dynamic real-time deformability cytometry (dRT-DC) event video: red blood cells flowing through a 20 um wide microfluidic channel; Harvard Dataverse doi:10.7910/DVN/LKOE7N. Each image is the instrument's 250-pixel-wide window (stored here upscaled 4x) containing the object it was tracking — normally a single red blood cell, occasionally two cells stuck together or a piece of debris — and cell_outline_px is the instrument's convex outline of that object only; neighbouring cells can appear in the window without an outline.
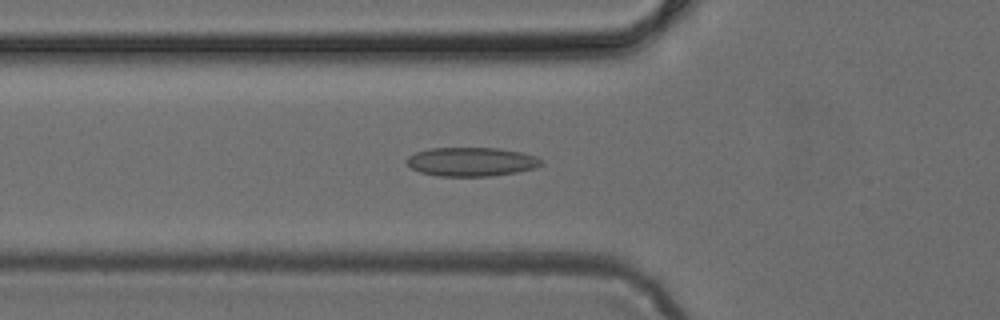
{"species": "common noctule bat (a hibernating species)", "species_latin": "Nyctalus noctula", "temperature_condition": "cold", "stored_images_in_passage": 48, "camera_frame_rate_fps": 3000, "um_per_image_px": 0.085, "animal": {"sex": "female", "body_mass_g": 24.6, "forearm_length_mm": 56.2}, "frame": {"image": 1, "passage_image": 17, "time_ms": 5.333, "image_size_px": [1000, 320], "cell_outline_px": [[544, 164], [536, 168], [516, 172], [488, 176], [440, 176], [420, 172], [412, 168], [408, 164], [408, 156], [416, 152], [428, 148], [496, 148], [520, 152], [536, 156]], "centroid_in_image_um": [40.08, 13.75], "position_along_channel_um": 85.7, "area_um2": 22.48}}
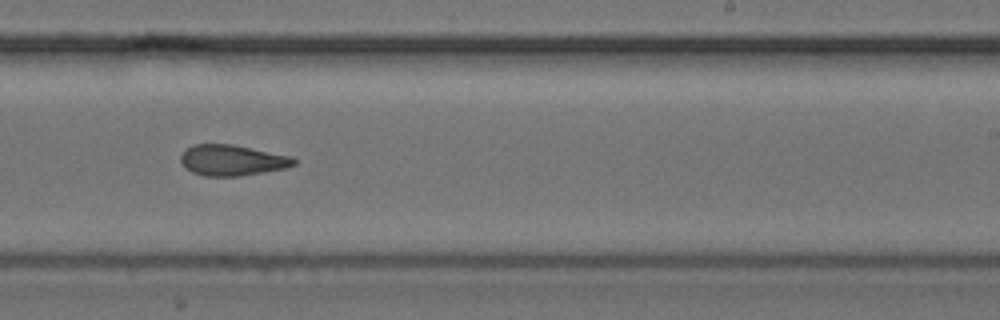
{"frame": {"image": 2, "passage_image": 30, "time_ms": 9.667, "image_size_px": [1000, 320], "cell_outline_px": [[296, 164], [284, 168], [264, 172], [236, 176], [204, 176], [192, 172], [180, 160], [180, 156], [184, 148], [192, 144], [232, 144], [292, 156], [296, 160]], "centroid_in_image_um": [19.71, 13.6], "position_along_channel_um": 269.3, "area_um2": 20.29}}
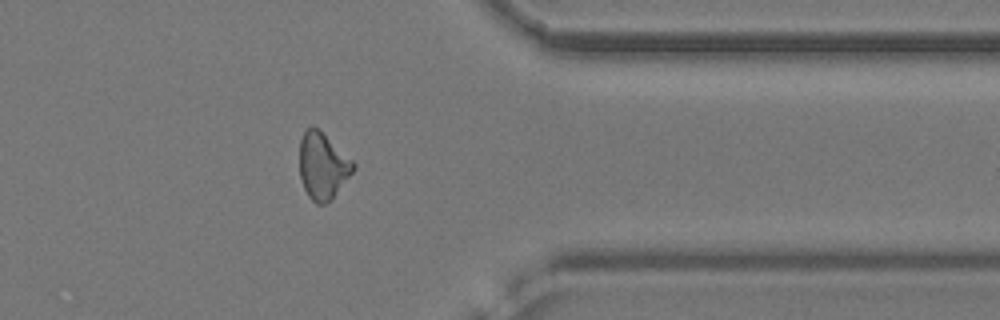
{"frame": {"image": 3, "passage_image": 39, "time_ms": 12.667, "image_size_px": [1000, 320], "cell_outline_px": [[356, 168], [332, 200], [324, 204], [316, 204], [308, 196], [304, 188], [300, 176], [300, 140], [304, 132], [312, 124], [352, 160], [356, 164]], "centroid_in_image_um": [27.43, 14.14], "position_along_channel_um": 384.0, "area_um2": 20.69}}